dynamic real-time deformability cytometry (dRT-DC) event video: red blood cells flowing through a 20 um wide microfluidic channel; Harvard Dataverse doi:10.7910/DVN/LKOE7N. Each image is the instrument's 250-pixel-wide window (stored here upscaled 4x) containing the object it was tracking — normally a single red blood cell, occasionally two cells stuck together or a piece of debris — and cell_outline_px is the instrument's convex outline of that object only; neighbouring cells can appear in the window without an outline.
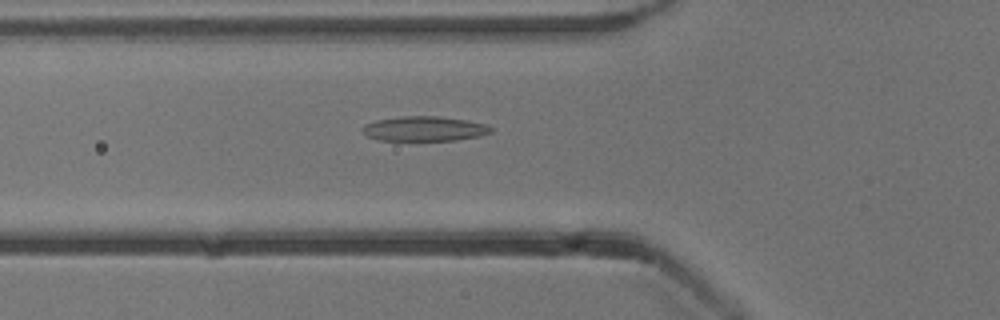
{"species": "common noctule bat (a hibernating species)", "species_latin": "Nyctalus noctula", "temperature_condition": "cold", "stored_images_in_passage": 54, "camera_frame_rate_fps": 3000, "um_per_image_px": 0.085, "animal": {"sex": "male", "body_mass_g": 13.3}, "frame": {"image": 1, "passage_image": 19, "time_ms": 6.0, "image_size_px": [1000, 320], "cell_outline_px": [[492, 132], [480, 136], [456, 140], [380, 140], [368, 136], [360, 132], [360, 128], [364, 124], [376, 120], [404, 116], [440, 116], [488, 124], [492, 128]], "centroid_in_image_um": [36.05, 10.94], "position_along_channel_um": 89.7, "area_um2": 18.61}}
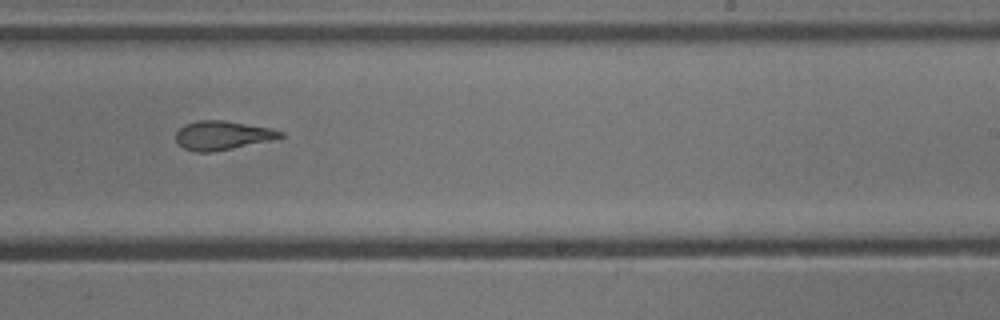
{"frame": {"image": 2, "passage_image": 33, "time_ms": 10.667, "image_size_px": [1000, 320], "cell_outline_px": [[284, 136], [272, 140], [212, 152], [196, 152], [184, 148], [176, 140], [176, 132], [184, 124], [196, 120], [224, 120], [272, 128], [284, 132]], "centroid_in_image_um": [18.91, 11.49], "position_along_channel_um": 270.1, "area_um2": 17.63}}
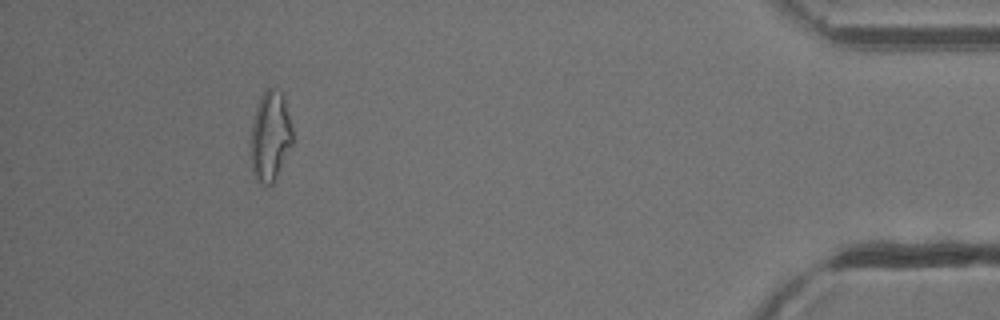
{"frame": {"image": 3, "passage_image": 49, "time_ms": 16.0, "image_size_px": [1000, 320], "cell_outline_px": [[292, 144], [272, 184], [264, 184], [256, 180], [252, 172], [252, 124], [256, 108], [260, 96], [264, 88], [272, 88], [280, 92], [284, 96], [292, 128]], "centroid_in_image_um": [22.97, 11.54], "position_along_channel_um": 412.2, "area_um2": 21.5}, "authors_computed_cell_mechanics": {"area_um2": 19.4497, "velocity_mm_per_s": 3.855, "shape_relaxation_time_tau1_ms": null, "shape_relaxation_time_tau2_ms": 3.0851, "deformation_change_tau1": null, "deformation_change_tau2": 0.1314}}